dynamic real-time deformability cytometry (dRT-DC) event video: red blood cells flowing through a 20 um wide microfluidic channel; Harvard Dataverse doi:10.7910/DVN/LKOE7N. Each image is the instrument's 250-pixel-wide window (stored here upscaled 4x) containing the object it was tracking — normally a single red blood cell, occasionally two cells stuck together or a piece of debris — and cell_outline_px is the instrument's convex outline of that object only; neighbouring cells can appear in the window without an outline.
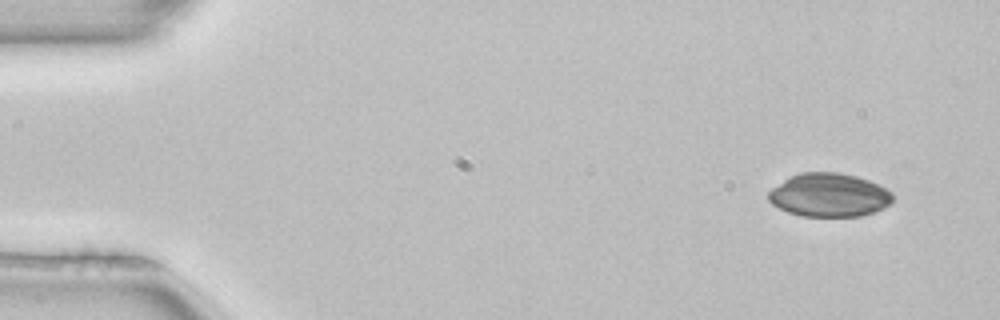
{"species": "common noctule bat (a hibernating species)", "species_latin": "Nyctalus noctula", "temperature_condition": "room temperature", "stored_images_in_passage": 5, "camera_frame_rate_fps": 3000, "um_per_image_px": 0.085, "animal": {"sex": "female", "body_mass_g": 22.7, "forearm_length_mm": 54.2}, "frame": {"image": 1, "passage_image": 1, "time_ms": 0.0, "image_size_px": [1000, 320], "cell_outline_px": [[892, 204], [876, 212], [860, 216], [800, 216], [788, 212], [772, 204], [768, 200], [768, 192], [772, 188], [784, 180], [800, 172], [840, 172], [856, 176], [868, 180], [892, 192]], "centroid_in_image_um": [70.48, 16.58], "position_along_channel_um": 14.5, "area_um2": 31.56}}